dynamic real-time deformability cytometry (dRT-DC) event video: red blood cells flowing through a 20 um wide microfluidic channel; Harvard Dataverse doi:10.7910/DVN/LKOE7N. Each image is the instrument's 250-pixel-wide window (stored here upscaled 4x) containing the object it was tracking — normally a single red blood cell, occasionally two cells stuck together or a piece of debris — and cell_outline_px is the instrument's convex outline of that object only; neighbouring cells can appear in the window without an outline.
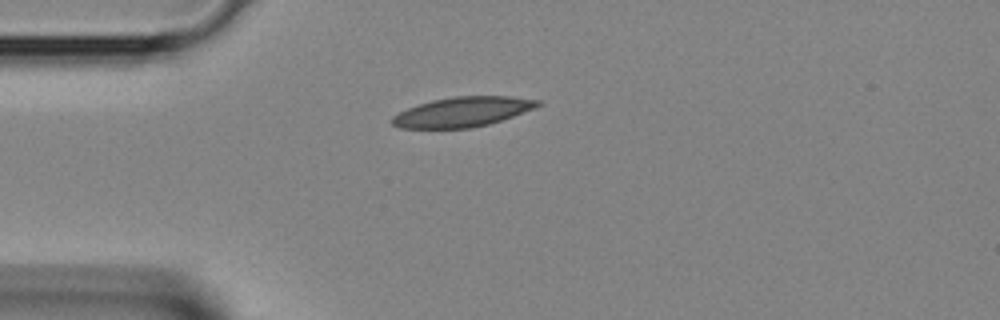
{"species": "Egyptian fruit bat (a non-hibernating species)", "species_latin": "Rousettus aegyptiacus", "temperature_condition": "room temperature", "stored_images_in_passage": 26, "camera_frame_rate_fps": 3000, "um_per_image_px": 0.085, "animal": {"sex": "female"}, "frame": {"image": 1, "passage_image": 1, "time_ms": 0.0, "image_size_px": [1000, 320], "cell_outline_px": [[540, 104], [532, 108], [512, 116], [488, 124], [472, 128], [400, 128], [392, 124], [392, 116], [408, 108], [432, 100], [452, 96], [512, 96], [540, 100]], "centroid_in_image_um": [39.29, 9.5], "position_along_channel_um": 45.7, "area_um2": 24.97}}
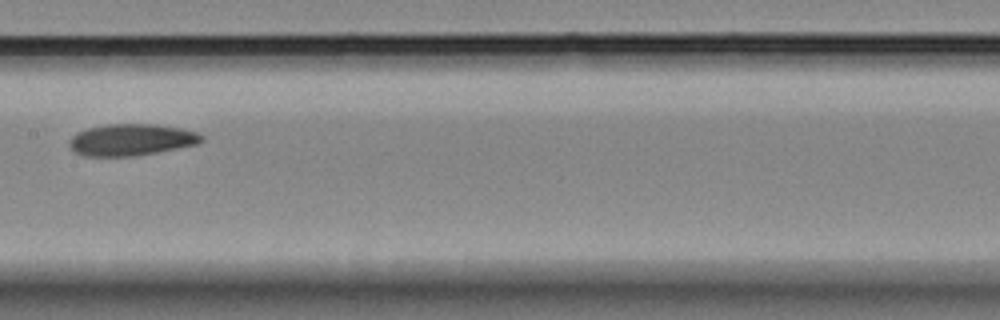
{"frame": {"image": 2, "passage_image": 11, "time_ms": 3.333, "image_size_px": [1000, 320], "cell_outline_px": [[204, 140], [196, 144], [136, 156], [84, 156], [68, 148], [68, 140], [76, 132], [88, 128], [108, 124], [156, 124], [180, 128], [196, 132], [204, 136]], "centroid_in_image_um": [11.11, 11.88], "position_along_channel_um": 196.3, "area_um2": 24.45}}
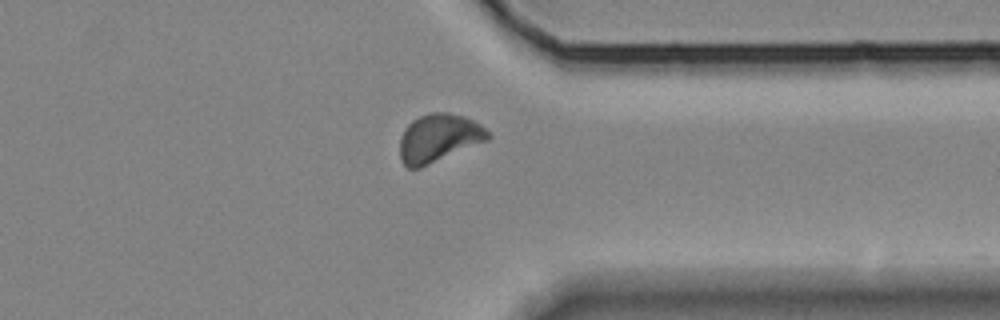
{"frame": {"image": 3, "passage_image": 22, "time_ms": 7.0, "image_size_px": [1000, 320], "cell_outline_px": [[492, 136], [488, 140], [420, 168], [408, 168], [400, 160], [400, 136], [404, 128], [412, 120], [428, 112], [448, 112], [464, 116], [480, 124]], "centroid_in_image_um": [37.27, 11.72], "position_along_channel_um": 374.1, "area_um2": 24.8}}